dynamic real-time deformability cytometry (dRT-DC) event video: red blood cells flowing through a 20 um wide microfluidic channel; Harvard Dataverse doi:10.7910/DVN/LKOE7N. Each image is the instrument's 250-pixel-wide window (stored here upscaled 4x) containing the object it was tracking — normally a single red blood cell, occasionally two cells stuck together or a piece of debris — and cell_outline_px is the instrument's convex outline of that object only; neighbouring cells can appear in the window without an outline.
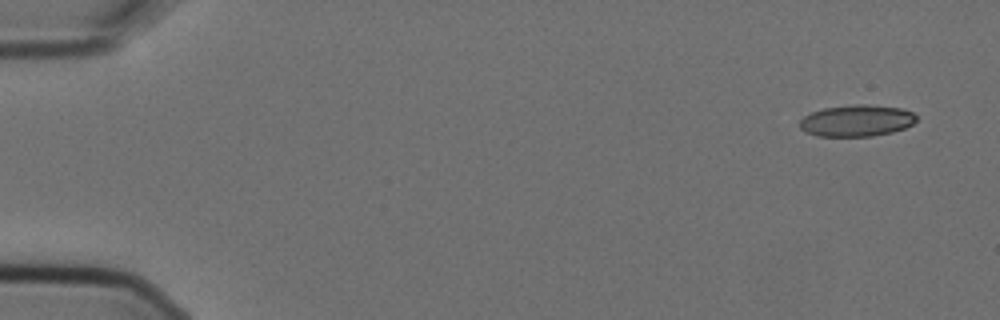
{"species": "Egyptian fruit bat (a non-hibernating species)", "species_latin": "Rousettus aegyptiacus", "temperature_condition": "cold", "stored_images_in_passage": 7, "camera_frame_rate_fps": 3000, "um_per_image_px": 0.085, "animal": {"sex": "female"}, "frame": {"image": 1, "passage_image": 1, "time_ms": 0.0, "image_size_px": [1000, 320], "cell_outline_px": [[916, 120], [912, 124], [904, 128], [892, 132], [872, 136], [816, 136], [804, 132], [800, 128], [800, 120], [804, 116], [812, 112], [824, 108], [856, 104], [868, 104], [904, 108], [912, 112], [916, 116]], "centroid_in_image_um": [72.81, 10.25], "position_along_channel_um": 12.2, "area_um2": 21.56}}